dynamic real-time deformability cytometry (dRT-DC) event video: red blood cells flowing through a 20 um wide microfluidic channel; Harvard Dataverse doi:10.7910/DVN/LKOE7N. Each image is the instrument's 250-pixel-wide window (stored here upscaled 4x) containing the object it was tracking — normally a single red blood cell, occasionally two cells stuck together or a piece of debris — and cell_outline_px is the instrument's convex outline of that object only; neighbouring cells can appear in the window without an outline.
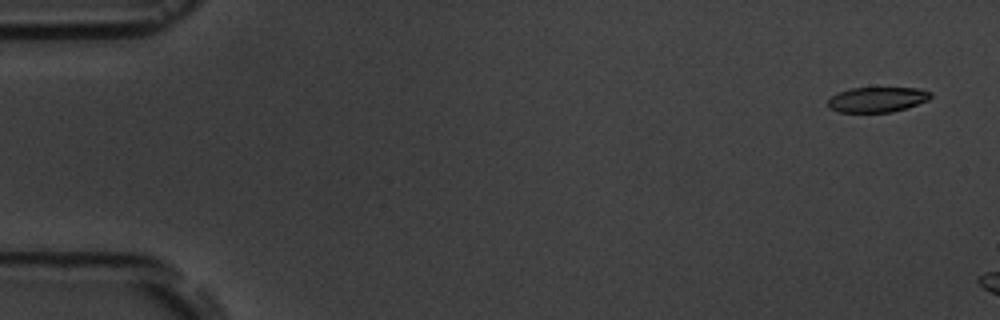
{"species": "common noctule bat (a hibernating species)", "species_latin": "Nyctalus noctula", "temperature_condition": "room temperature", "stored_images_in_passage": 3, "camera_frame_rate_fps": 3000, "um_per_image_px": 0.085, "animal": {"sex": "male", "body_mass_g": 19.5, "forearm_length_mm": 54.6}, "frame": {"image": 1, "passage_image": 1, "time_ms": 0.0, "image_size_px": [1000, 320], "cell_outline_px": [[932, 96], [928, 100], [892, 112], [840, 112], [828, 108], [828, 100], [836, 92], [852, 88], [920, 88], [932, 92]], "centroid_in_image_um": [74.55, 8.45], "position_along_channel_um": 10.5, "area_um2": 15.03}}